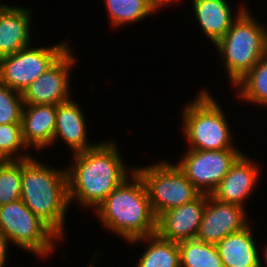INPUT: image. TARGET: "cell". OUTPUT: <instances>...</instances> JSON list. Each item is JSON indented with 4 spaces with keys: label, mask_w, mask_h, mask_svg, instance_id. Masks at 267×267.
<instances>
[{
    "label": "cell",
    "mask_w": 267,
    "mask_h": 267,
    "mask_svg": "<svg viewBox=\"0 0 267 267\" xmlns=\"http://www.w3.org/2000/svg\"><path fill=\"white\" fill-rule=\"evenodd\" d=\"M114 142H99L94 147L73 154L75 164L66 170L69 202L96 209L126 178L128 170Z\"/></svg>",
    "instance_id": "6da1fadb"
},
{
    "label": "cell",
    "mask_w": 267,
    "mask_h": 267,
    "mask_svg": "<svg viewBox=\"0 0 267 267\" xmlns=\"http://www.w3.org/2000/svg\"><path fill=\"white\" fill-rule=\"evenodd\" d=\"M263 251H264L263 252V255H264L263 259L265 260L264 262H265L266 267H267V245H266V247H265V249Z\"/></svg>",
    "instance_id": "83f0119b"
},
{
    "label": "cell",
    "mask_w": 267,
    "mask_h": 267,
    "mask_svg": "<svg viewBox=\"0 0 267 267\" xmlns=\"http://www.w3.org/2000/svg\"><path fill=\"white\" fill-rule=\"evenodd\" d=\"M28 148L22 138V123L0 124V153L7 160H23L31 158L30 155H19L18 150ZM17 153V159L13 158Z\"/></svg>",
    "instance_id": "cb8c5ba5"
},
{
    "label": "cell",
    "mask_w": 267,
    "mask_h": 267,
    "mask_svg": "<svg viewBox=\"0 0 267 267\" xmlns=\"http://www.w3.org/2000/svg\"><path fill=\"white\" fill-rule=\"evenodd\" d=\"M105 3L114 26L137 22L155 11L146 0H105Z\"/></svg>",
    "instance_id": "7402d4cb"
},
{
    "label": "cell",
    "mask_w": 267,
    "mask_h": 267,
    "mask_svg": "<svg viewBox=\"0 0 267 267\" xmlns=\"http://www.w3.org/2000/svg\"><path fill=\"white\" fill-rule=\"evenodd\" d=\"M235 86L240 87L239 97L254 104L267 106V54Z\"/></svg>",
    "instance_id": "44dd1931"
},
{
    "label": "cell",
    "mask_w": 267,
    "mask_h": 267,
    "mask_svg": "<svg viewBox=\"0 0 267 267\" xmlns=\"http://www.w3.org/2000/svg\"><path fill=\"white\" fill-rule=\"evenodd\" d=\"M67 43L31 48L0 58V83L23 93L42 73L55 64L68 50Z\"/></svg>",
    "instance_id": "ba28073f"
},
{
    "label": "cell",
    "mask_w": 267,
    "mask_h": 267,
    "mask_svg": "<svg viewBox=\"0 0 267 267\" xmlns=\"http://www.w3.org/2000/svg\"><path fill=\"white\" fill-rule=\"evenodd\" d=\"M208 196L200 194L191 202L162 212L156 218V234L177 243L196 239Z\"/></svg>",
    "instance_id": "7c38bea8"
},
{
    "label": "cell",
    "mask_w": 267,
    "mask_h": 267,
    "mask_svg": "<svg viewBox=\"0 0 267 267\" xmlns=\"http://www.w3.org/2000/svg\"><path fill=\"white\" fill-rule=\"evenodd\" d=\"M22 160L0 164V206L21 199Z\"/></svg>",
    "instance_id": "603a6c76"
},
{
    "label": "cell",
    "mask_w": 267,
    "mask_h": 267,
    "mask_svg": "<svg viewBox=\"0 0 267 267\" xmlns=\"http://www.w3.org/2000/svg\"><path fill=\"white\" fill-rule=\"evenodd\" d=\"M56 105H24L22 112V138L27 147L43 149L53 143Z\"/></svg>",
    "instance_id": "2e32d148"
},
{
    "label": "cell",
    "mask_w": 267,
    "mask_h": 267,
    "mask_svg": "<svg viewBox=\"0 0 267 267\" xmlns=\"http://www.w3.org/2000/svg\"><path fill=\"white\" fill-rule=\"evenodd\" d=\"M197 99L184 107V133L194 150H224L232 147L230 129L221 107L209 92L201 90Z\"/></svg>",
    "instance_id": "5b68a950"
},
{
    "label": "cell",
    "mask_w": 267,
    "mask_h": 267,
    "mask_svg": "<svg viewBox=\"0 0 267 267\" xmlns=\"http://www.w3.org/2000/svg\"><path fill=\"white\" fill-rule=\"evenodd\" d=\"M8 160L0 153V164L7 162Z\"/></svg>",
    "instance_id": "f1b7e54d"
},
{
    "label": "cell",
    "mask_w": 267,
    "mask_h": 267,
    "mask_svg": "<svg viewBox=\"0 0 267 267\" xmlns=\"http://www.w3.org/2000/svg\"><path fill=\"white\" fill-rule=\"evenodd\" d=\"M241 154L238 149H189L176 165L201 194L211 195Z\"/></svg>",
    "instance_id": "9c48e42d"
},
{
    "label": "cell",
    "mask_w": 267,
    "mask_h": 267,
    "mask_svg": "<svg viewBox=\"0 0 267 267\" xmlns=\"http://www.w3.org/2000/svg\"><path fill=\"white\" fill-rule=\"evenodd\" d=\"M149 243L148 248L142 254L137 267H180V253L177 242L165 240L156 233L147 237L138 238L130 243L141 240Z\"/></svg>",
    "instance_id": "d6986e66"
},
{
    "label": "cell",
    "mask_w": 267,
    "mask_h": 267,
    "mask_svg": "<svg viewBox=\"0 0 267 267\" xmlns=\"http://www.w3.org/2000/svg\"><path fill=\"white\" fill-rule=\"evenodd\" d=\"M66 170H56L32 157L22 160L21 200L60 238L70 204Z\"/></svg>",
    "instance_id": "3957f363"
},
{
    "label": "cell",
    "mask_w": 267,
    "mask_h": 267,
    "mask_svg": "<svg viewBox=\"0 0 267 267\" xmlns=\"http://www.w3.org/2000/svg\"><path fill=\"white\" fill-rule=\"evenodd\" d=\"M70 49L22 93L24 105H58L69 98V72L75 64Z\"/></svg>",
    "instance_id": "30bf717a"
},
{
    "label": "cell",
    "mask_w": 267,
    "mask_h": 267,
    "mask_svg": "<svg viewBox=\"0 0 267 267\" xmlns=\"http://www.w3.org/2000/svg\"><path fill=\"white\" fill-rule=\"evenodd\" d=\"M9 240L0 232V267H5Z\"/></svg>",
    "instance_id": "484cf974"
},
{
    "label": "cell",
    "mask_w": 267,
    "mask_h": 267,
    "mask_svg": "<svg viewBox=\"0 0 267 267\" xmlns=\"http://www.w3.org/2000/svg\"><path fill=\"white\" fill-rule=\"evenodd\" d=\"M245 8L214 45L234 86L267 54V30Z\"/></svg>",
    "instance_id": "277c9868"
},
{
    "label": "cell",
    "mask_w": 267,
    "mask_h": 267,
    "mask_svg": "<svg viewBox=\"0 0 267 267\" xmlns=\"http://www.w3.org/2000/svg\"><path fill=\"white\" fill-rule=\"evenodd\" d=\"M134 170L144 181L156 218L162 212L191 202L201 194L177 165L164 161Z\"/></svg>",
    "instance_id": "52a82bcc"
},
{
    "label": "cell",
    "mask_w": 267,
    "mask_h": 267,
    "mask_svg": "<svg viewBox=\"0 0 267 267\" xmlns=\"http://www.w3.org/2000/svg\"><path fill=\"white\" fill-rule=\"evenodd\" d=\"M81 107L73 100L56 105V120L53 142L59 137L70 146L73 153L88 150L96 143H87V130Z\"/></svg>",
    "instance_id": "9a60e30c"
},
{
    "label": "cell",
    "mask_w": 267,
    "mask_h": 267,
    "mask_svg": "<svg viewBox=\"0 0 267 267\" xmlns=\"http://www.w3.org/2000/svg\"><path fill=\"white\" fill-rule=\"evenodd\" d=\"M30 14L26 7L0 5V58L29 46Z\"/></svg>",
    "instance_id": "5bb4252c"
},
{
    "label": "cell",
    "mask_w": 267,
    "mask_h": 267,
    "mask_svg": "<svg viewBox=\"0 0 267 267\" xmlns=\"http://www.w3.org/2000/svg\"><path fill=\"white\" fill-rule=\"evenodd\" d=\"M193 8L201 28L214 44L226 34L233 21L245 9L240 7L236 17H233L226 0H193Z\"/></svg>",
    "instance_id": "ac0fdd59"
},
{
    "label": "cell",
    "mask_w": 267,
    "mask_h": 267,
    "mask_svg": "<svg viewBox=\"0 0 267 267\" xmlns=\"http://www.w3.org/2000/svg\"><path fill=\"white\" fill-rule=\"evenodd\" d=\"M180 267H223L215 244L197 239L178 242Z\"/></svg>",
    "instance_id": "ffe728a7"
},
{
    "label": "cell",
    "mask_w": 267,
    "mask_h": 267,
    "mask_svg": "<svg viewBox=\"0 0 267 267\" xmlns=\"http://www.w3.org/2000/svg\"><path fill=\"white\" fill-rule=\"evenodd\" d=\"M156 11L162 8V5L165 6V4L171 3L172 1H177V0H146Z\"/></svg>",
    "instance_id": "4316f807"
},
{
    "label": "cell",
    "mask_w": 267,
    "mask_h": 267,
    "mask_svg": "<svg viewBox=\"0 0 267 267\" xmlns=\"http://www.w3.org/2000/svg\"><path fill=\"white\" fill-rule=\"evenodd\" d=\"M244 211L240 205L224 203L209 195L196 239L216 245L229 234L241 231L249 225Z\"/></svg>",
    "instance_id": "8fae6325"
},
{
    "label": "cell",
    "mask_w": 267,
    "mask_h": 267,
    "mask_svg": "<svg viewBox=\"0 0 267 267\" xmlns=\"http://www.w3.org/2000/svg\"><path fill=\"white\" fill-rule=\"evenodd\" d=\"M0 232L18 247L46 256L61 239L21 199L0 206Z\"/></svg>",
    "instance_id": "8992f818"
},
{
    "label": "cell",
    "mask_w": 267,
    "mask_h": 267,
    "mask_svg": "<svg viewBox=\"0 0 267 267\" xmlns=\"http://www.w3.org/2000/svg\"><path fill=\"white\" fill-rule=\"evenodd\" d=\"M250 226L229 234L216 244L223 267H263Z\"/></svg>",
    "instance_id": "e0dca14e"
},
{
    "label": "cell",
    "mask_w": 267,
    "mask_h": 267,
    "mask_svg": "<svg viewBox=\"0 0 267 267\" xmlns=\"http://www.w3.org/2000/svg\"><path fill=\"white\" fill-rule=\"evenodd\" d=\"M251 159L241 154L231 165L229 172L223 177L211 196L224 203L244 206V200L255 187L259 168Z\"/></svg>",
    "instance_id": "4fadbf2b"
},
{
    "label": "cell",
    "mask_w": 267,
    "mask_h": 267,
    "mask_svg": "<svg viewBox=\"0 0 267 267\" xmlns=\"http://www.w3.org/2000/svg\"><path fill=\"white\" fill-rule=\"evenodd\" d=\"M22 93L0 83V124L21 123Z\"/></svg>",
    "instance_id": "d4e9b609"
},
{
    "label": "cell",
    "mask_w": 267,
    "mask_h": 267,
    "mask_svg": "<svg viewBox=\"0 0 267 267\" xmlns=\"http://www.w3.org/2000/svg\"><path fill=\"white\" fill-rule=\"evenodd\" d=\"M130 172L95 209L105 228L129 242L156 233V216L144 181L134 169Z\"/></svg>",
    "instance_id": "7a4b0ae2"
}]
</instances>
